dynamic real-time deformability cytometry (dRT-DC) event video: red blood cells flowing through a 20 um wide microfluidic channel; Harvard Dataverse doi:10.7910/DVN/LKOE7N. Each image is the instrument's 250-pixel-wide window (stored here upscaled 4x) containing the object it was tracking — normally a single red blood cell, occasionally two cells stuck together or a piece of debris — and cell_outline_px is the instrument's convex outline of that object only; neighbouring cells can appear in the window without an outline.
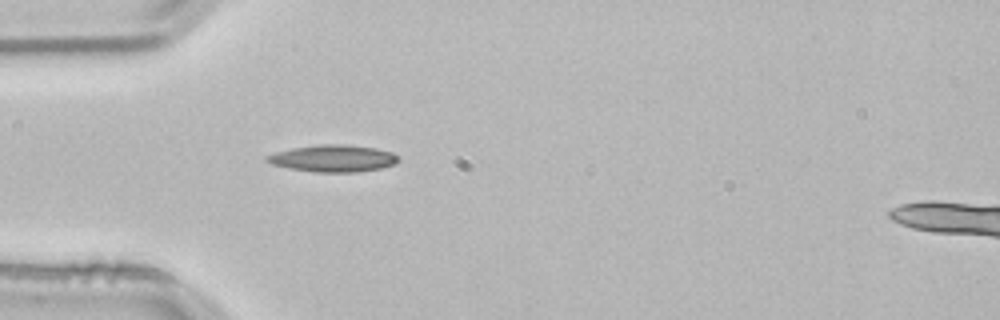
{"species": "common noctule bat (a hibernating species)", "species_latin": "Nyctalus noctula", "temperature_condition": "room temperature", "stored_images_in_passage": 1, "camera_frame_rate_fps": 3000, "um_per_image_px": 0.085, "animal": {"sex": "male", "body_mass_g": 21.5, "forearm_length_mm": 52.0}, "frame": {"image": 1, "passage_image": 1, "time_ms": 0.0, "image_size_px": [1000, 320], "cell_outline_px": [[400, 160], [392, 164], [380, 168], [356, 172], [316, 172], [288, 168], [272, 164], [264, 160], [264, 156], [276, 152], [292, 148], [316, 144], [344, 144], [376, 148], [392, 152], [400, 156]], "centroid_in_image_um": [28.29, 13.45], "position_along_channel_um": 56.7, "area_um2": 20.75}}